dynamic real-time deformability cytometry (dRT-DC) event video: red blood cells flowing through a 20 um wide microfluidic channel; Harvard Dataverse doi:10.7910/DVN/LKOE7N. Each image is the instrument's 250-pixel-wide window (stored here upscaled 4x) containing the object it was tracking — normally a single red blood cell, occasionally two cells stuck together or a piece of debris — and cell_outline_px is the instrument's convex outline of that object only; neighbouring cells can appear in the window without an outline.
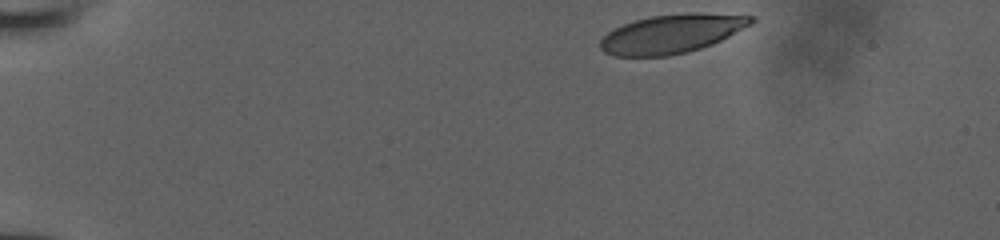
{"species": "human", "species_latin": "Homo sapiens", "temperature_condition": "room temperature", "stored_images_in_passage": 37, "camera_frame_rate_fps": 3000, "um_per_image_px": 0.085, "donor": {"sex": "male"}, "frame": {"image": 1, "passage_image": 1, "time_ms": 0.0, "image_size_px": [1000, 240], "cell_outline_px": [[756, 20], [752, 24], [712, 44], [688, 52], [668, 56], [616, 56], [604, 52], [600, 48], [600, 40], [608, 32], [624, 24], [636, 20], [652, 16], [688, 12], [696, 12], [756, 16]], "centroid_in_image_um": [57.12, 2.86], "position_along_channel_um": 27.9, "area_um2": 34.04}}
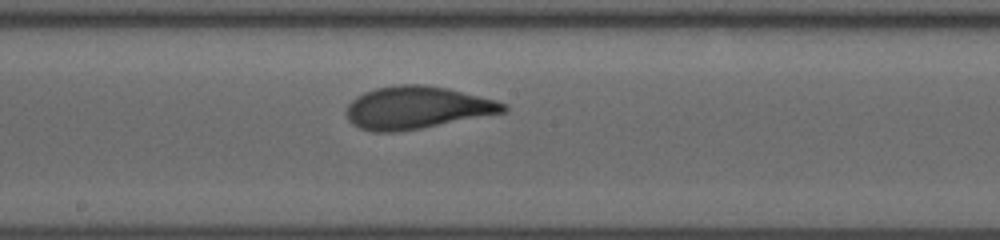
{"frame": {"image": 2, "passage_image": 22, "time_ms": 7.0, "image_size_px": [1000, 240], "cell_outline_px": [[508, 108], [504, 112], [420, 128], [396, 132], [372, 132], [360, 128], [352, 124], [348, 120], [344, 112], [348, 104], [356, 96], [364, 92], [376, 88], [400, 84], [420, 84], [448, 88], [496, 100], [508, 104]], "centroid_in_image_um": [35.39, 9.15], "position_along_channel_um": 212.8, "area_um2": 38.84}}
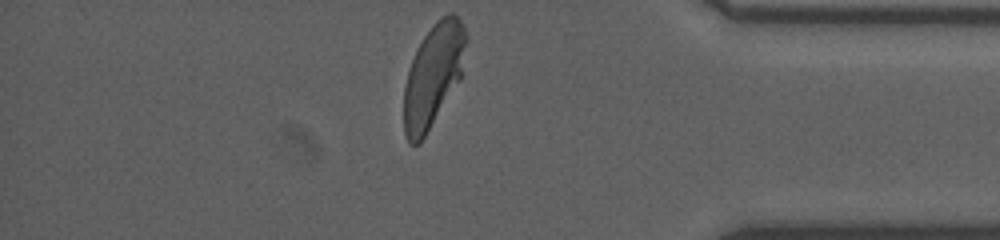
{"frame": {"image": 3, "passage_image": 37, "time_ms": 12.0, "image_size_px": [1000, 240], "cell_outline_px": [[468, 40], [460, 80], [420, 144], [408, 144], [404, 132], [404, 88], [408, 68], [416, 48], [432, 24], [440, 16], [448, 12], [452, 12], [464, 24], [468, 36]], "centroid_in_image_um": [36.83, 6.37], "position_along_channel_um": 398.4, "area_um2": 37.8}}